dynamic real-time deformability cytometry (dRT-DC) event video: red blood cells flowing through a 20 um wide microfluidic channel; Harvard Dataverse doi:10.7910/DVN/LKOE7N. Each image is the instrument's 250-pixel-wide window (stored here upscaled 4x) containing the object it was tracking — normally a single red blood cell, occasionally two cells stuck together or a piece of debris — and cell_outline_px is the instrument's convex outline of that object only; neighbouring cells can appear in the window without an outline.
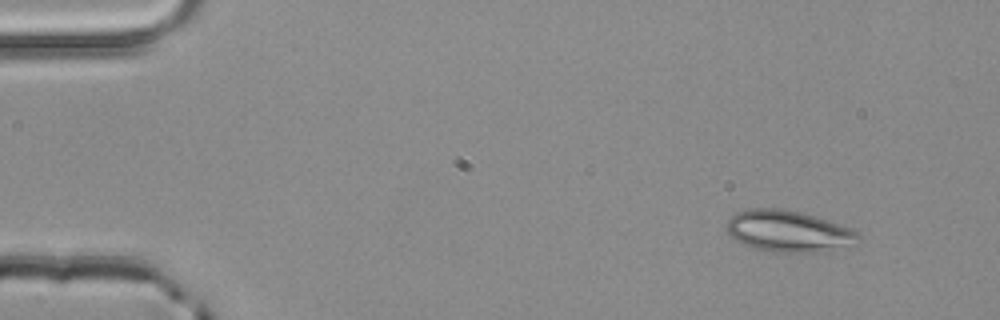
{"species": "common noctule bat (a hibernating species)", "species_latin": "Nyctalus noctula", "temperature_condition": "room temperature", "stored_images_in_passage": 2, "camera_frame_rate_fps": 3000, "um_per_image_px": 0.085, "animal": {"sex": "male", "body_mass_g": 20.4}, "frame": {"image": 1, "passage_image": 1, "time_ms": 0.0, "image_size_px": [1000, 320], "cell_outline_px": [[860, 240], [832, 256], [780, 252], [756, 248], [744, 244], [736, 240], [728, 232], [728, 220], [736, 212], [752, 208], [780, 208], [800, 212], [816, 216], [852, 228], [860, 236]], "centroid_in_image_um": [67.17, 19.71], "position_along_channel_um": 17.8, "area_um2": 32.83}}